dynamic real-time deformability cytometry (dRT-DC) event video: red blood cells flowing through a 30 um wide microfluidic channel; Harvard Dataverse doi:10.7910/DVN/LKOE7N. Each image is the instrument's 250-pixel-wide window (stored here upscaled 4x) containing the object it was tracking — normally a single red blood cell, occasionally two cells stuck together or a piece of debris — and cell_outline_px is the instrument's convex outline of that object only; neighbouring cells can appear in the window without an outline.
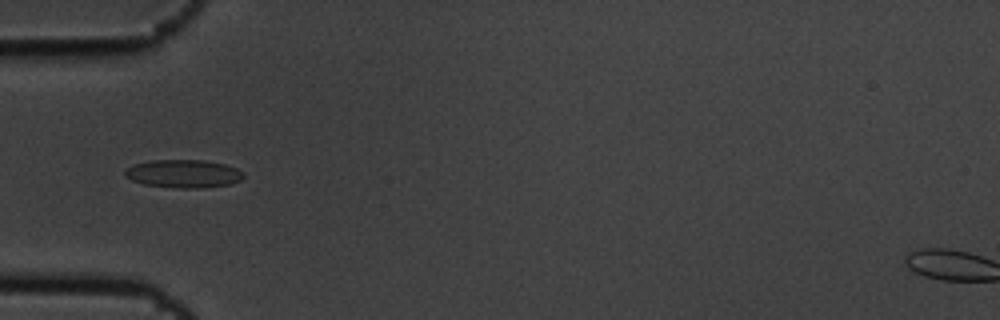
{"species": "common noctule bat (a hibernating species)", "species_latin": "Nyctalus noctula", "temperature_condition": "cold", "stored_images_in_passage": 10, "camera_frame_rate_fps": 3000, "um_per_image_px": 0.085, "animal": {"sex": "male", "body_mass_g": 19.5, "forearm_length_mm": 54.6}, "frame": {"image": 1, "passage_image": 4, "time_ms": 1.0, "image_size_px": [1000, 320], "cell_outline_px": [[244, 176], [240, 180], [232, 184], [204, 188], [180, 188], [144, 184], [132, 180], [124, 176], [124, 172], [128, 168], [136, 164], [152, 160], [204, 160], [224, 164], [236, 168], [244, 172]], "centroid_in_image_um": [15.64, 14.77], "position_along_channel_um": 69.4, "area_um2": 19.36}}
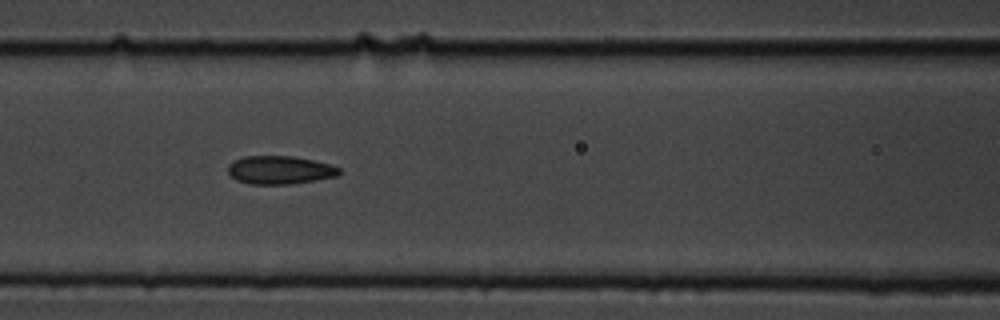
{"frame": {"image": 2, "passage_image": 6, "time_ms": 1.667, "image_size_px": [1000, 320], "cell_outline_px": [[340, 172], [336, 176], [316, 180], [292, 184], [248, 184], [236, 180], [228, 172], [228, 164], [232, 160], [244, 156], [292, 156], [312, 160], [328, 164], [340, 168]], "centroid_in_image_um": [23.74, 14.45], "position_along_channel_um": 142.9, "area_um2": 18.32}}
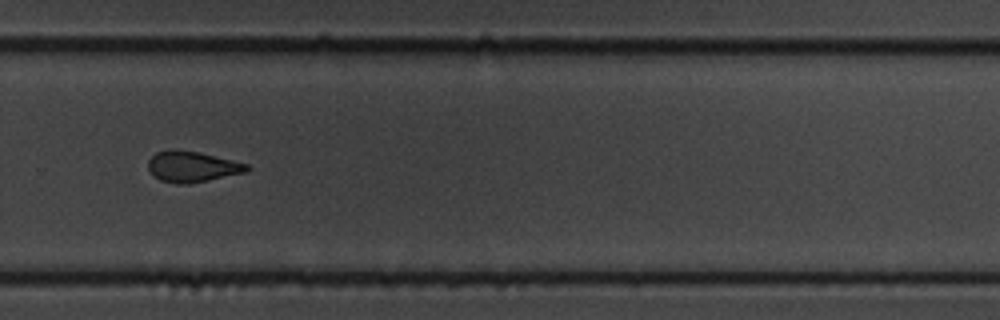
{"frame": {"image": 3, "passage_image": 10, "time_ms": 3.0, "image_size_px": [1000, 320], "cell_outline_px": [[252, 168], [248, 172], [188, 184], [176, 184], [160, 180], [152, 176], [148, 168], [148, 160], [156, 152], [168, 148], [176, 148], [196, 152], [248, 164]], "centroid_in_image_um": [16.3, 14.16], "position_along_channel_um": 313.5, "area_um2": 17.92}}